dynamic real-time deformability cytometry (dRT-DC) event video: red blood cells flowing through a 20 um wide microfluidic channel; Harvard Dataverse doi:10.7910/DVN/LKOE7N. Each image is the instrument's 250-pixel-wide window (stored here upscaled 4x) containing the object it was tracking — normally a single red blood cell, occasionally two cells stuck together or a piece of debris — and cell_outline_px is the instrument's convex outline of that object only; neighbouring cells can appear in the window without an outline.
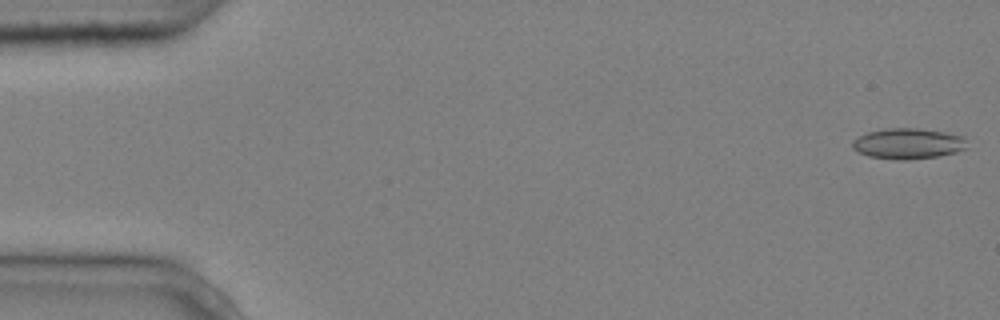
{"species": "common noctule bat (a hibernating species)", "species_latin": "Nyctalus noctula", "temperature_condition": "cold", "stored_images_in_passage": 6, "segment_of_instrument_passage": [1, 2], "camera_frame_rate_fps": 3000, "um_per_image_px": 0.085, "animal": {"sex": "male", "body_mass_g": 20.4}, "frame": {"image": 1, "passage_image": 1, "time_ms": 0.0, "image_size_px": [1000, 320], "cell_outline_px": [[968, 148], [956, 152], [940, 156], [904, 160], [896, 160], [868, 156], [852, 148], [852, 140], [868, 132], [888, 128], [920, 128], [944, 132], [964, 136]], "centroid_in_image_um": [77.21, 12.21], "position_along_channel_um": 7.8, "area_um2": 20.58}}
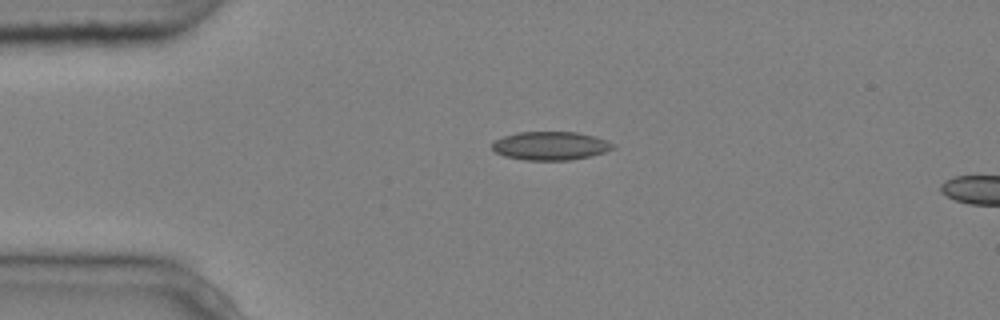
{"frame": {"image": 2, "passage_image": 4, "time_ms": 1.0, "image_size_px": [1000, 320], "cell_outline_px": [[616, 148], [592, 156], [568, 160], [524, 160], [504, 156], [496, 152], [492, 148], [492, 144], [496, 140], [504, 136], [516, 132], [576, 132], [596, 136], [608, 140], [616, 144]], "centroid_in_image_um": [46.84, 12.39], "position_along_channel_um": 38.2, "area_um2": 20.23}}